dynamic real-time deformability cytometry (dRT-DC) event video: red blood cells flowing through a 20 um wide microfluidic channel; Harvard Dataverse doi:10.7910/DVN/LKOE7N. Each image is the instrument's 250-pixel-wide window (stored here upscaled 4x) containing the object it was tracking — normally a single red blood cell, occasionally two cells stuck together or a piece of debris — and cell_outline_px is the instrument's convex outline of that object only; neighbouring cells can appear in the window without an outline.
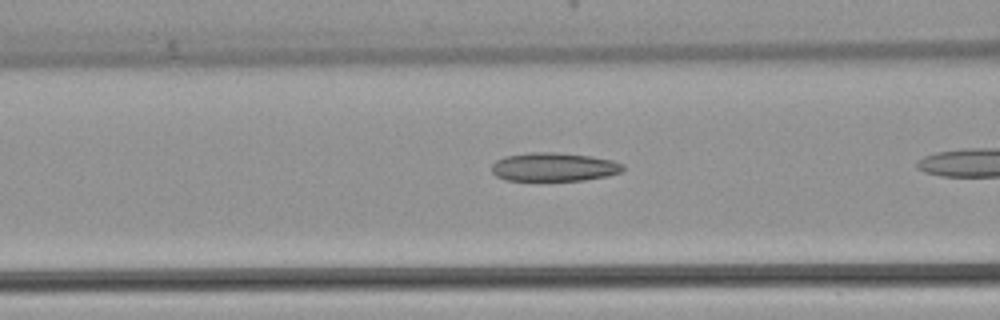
{"species": "common noctule bat (a hibernating species)", "species_latin": "Nyctalus noctula", "temperature_condition": "warm", "stored_images_in_passage": 18, "camera_frame_rate_fps": 3000, "um_per_image_px": 0.085, "animal": {"sex": "female", "body_mass_g": 22.7, "forearm_length_mm": 54.2}, "frame": {"image": 1, "passage_image": 13, "time_ms": 4.0, "image_size_px": [1000, 320], "cell_outline_px": [[624, 168], [620, 172], [608, 176], [584, 180], [504, 180], [496, 176], [492, 172], [492, 164], [496, 160], [504, 156], [528, 152], [556, 152], [592, 156], [612, 160], [624, 164]], "centroid_in_image_um": [47.07, 14.18], "position_along_channel_um": 119.5, "area_um2": 22.02}}
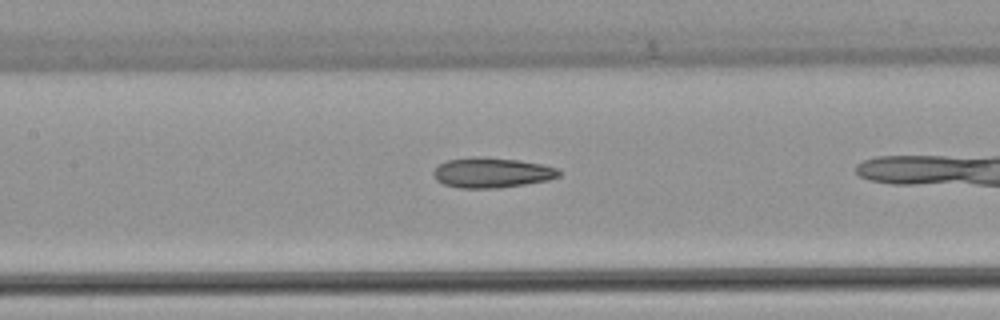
{"frame": {"image": 2, "passage_image": 16, "time_ms": 5.0, "image_size_px": [1000, 320], "cell_outline_px": [[560, 176], [548, 180], [524, 184], [496, 188], [460, 188], [444, 184], [436, 180], [432, 172], [440, 164], [448, 160], [472, 156], [476, 156], [520, 160], [544, 164], [560, 168]], "centroid_in_image_um": [41.83, 14.66], "position_along_channel_um": 165.6, "area_um2": 22.14}}